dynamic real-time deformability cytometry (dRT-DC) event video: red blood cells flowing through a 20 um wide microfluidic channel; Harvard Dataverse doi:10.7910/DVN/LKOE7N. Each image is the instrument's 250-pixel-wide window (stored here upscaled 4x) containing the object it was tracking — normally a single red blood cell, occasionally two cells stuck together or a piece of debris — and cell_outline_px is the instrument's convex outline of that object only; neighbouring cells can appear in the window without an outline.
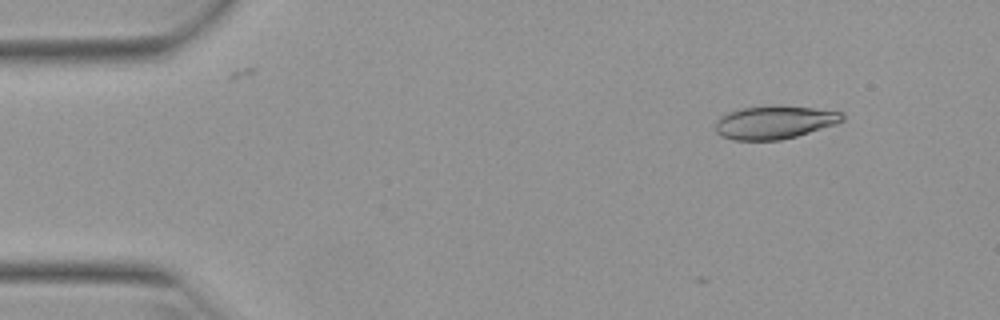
{"species": "Egyptian fruit bat (a non-hibernating species)", "species_latin": "Rousettus aegyptiacus", "temperature_condition": "warm", "stored_images_in_passage": 6, "camera_frame_rate_fps": 3000, "um_per_image_px": 0.085, "animal": {"sex": "female"}, "frame": {"image": 1, "passage_image": 1, "time_ms": 0.0, "image_size_px": [1000, 320], "cell_outline_px": [[844, 120], [836, 124], [796, 136], [780, 140], [732, 140], [720, 136], [716, 132], [716, 120], [720, 116], [728, 112], [744, 108], [812, 108], [844, 112]], "centroid_in_image_um": [65.81, 10.44], "position_along_channel_um": 19.2, "area_um2": 23.76}}